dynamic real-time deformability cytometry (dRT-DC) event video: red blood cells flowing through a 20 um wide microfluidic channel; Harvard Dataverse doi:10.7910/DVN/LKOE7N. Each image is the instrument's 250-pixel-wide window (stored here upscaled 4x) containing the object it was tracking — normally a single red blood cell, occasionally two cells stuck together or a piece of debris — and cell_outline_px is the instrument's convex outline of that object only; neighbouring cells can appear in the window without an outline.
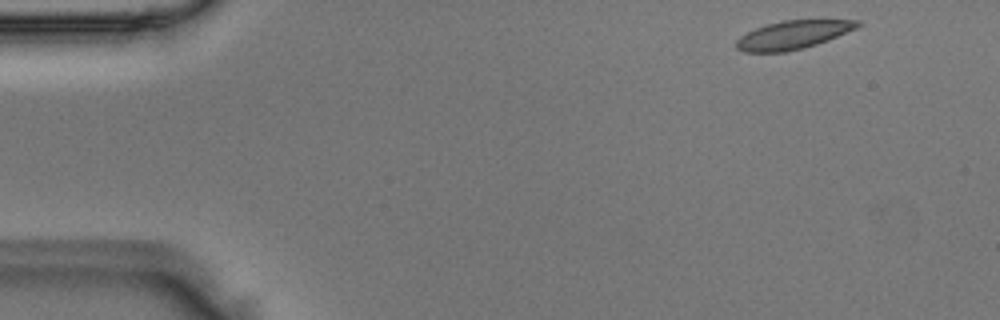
{"species": "Egyptian fruit bat (a non-hibernating species)", "species_latin": "Rousettus aegyptiacus", "temperature_condition": "room temperature", "stored_images_in_passage": 46, "camera_frame_rate_fps": 3000, "um_per_image_px": 0.085, "animal": {"sex": "male"}, "frame": {"image": 1, "passage_image": 1, "time_ms": 0.0, "image_size_px": [1000, 320], "cell_outline_px": [[860, 24], [856, 28], [828, 40], [804, 48], [788, 52], [744, 52], [736, 48], [736, 40], [740, 36], [756, 28], [768, 24], [784, 20], [860, 20]], "centroid_in_image_um": [67.38, 2.97], "position_along_channel_um": 17.6, "area_um2": 19.88}}
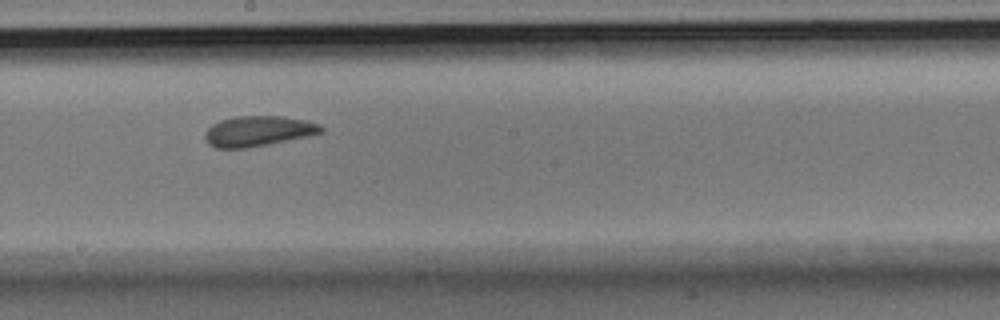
{"frame": {"image": 2, "passage_image": 24, "time_ms": 7.667, "image_size_px": [1000, 320], "cell_outline_px": [[324, 132], [308, 136], [248, 148], [216, 148], [208, 144], [204, 140], [204, 132], [212, 124], [220, 120], [236, 116], [280, 116], [308, 120], [320, 124], [324, 128]], "centroid_in_image_um": [21.94, 11.14], "position_along_channel_um": 226.3, "area_um2": 20.75}}
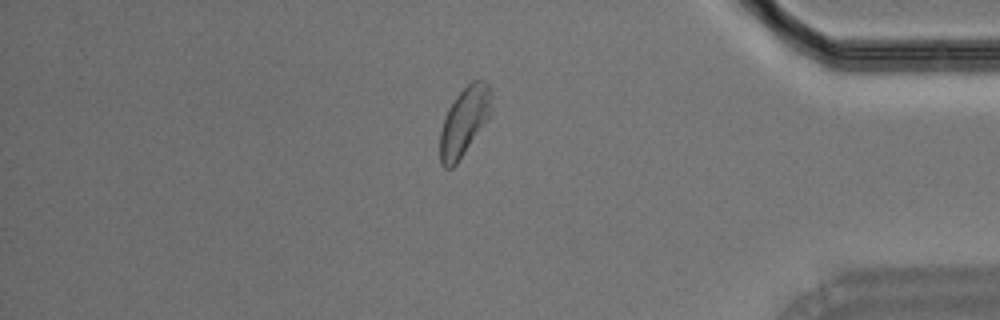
{"frame": {"image": 3, "passage_image": 39, "time_ms": 12.667, "image_size_px": [1000, 320], "cell_outline_px": [[492, 112], [456, 164], [452, 168], [444, 168], [440, 164], [440, 132], [448, 108], [456, 96], [472, 80], [484, 80], [488, 84], [492, 92]], "centroid_in_image_um": [39.47, 10.29], "position_along_channel_um": 395.7, "area_um2": 20.35}}